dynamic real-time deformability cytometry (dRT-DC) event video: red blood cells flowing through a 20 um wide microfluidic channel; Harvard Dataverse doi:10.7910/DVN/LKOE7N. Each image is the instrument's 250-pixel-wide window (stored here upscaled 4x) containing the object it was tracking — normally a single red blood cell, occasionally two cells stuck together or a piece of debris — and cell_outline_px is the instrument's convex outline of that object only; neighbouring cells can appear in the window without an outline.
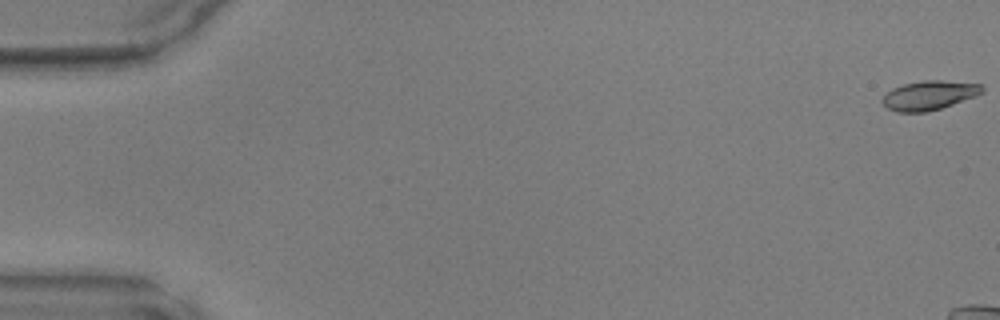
{"species": "common noctule bat (a hibernating species)", "species_latin": "Nyctalus noctula", "temperature_condition": "warm", "stored_images_in_passage": 9, "camera_frame_rate_fps": 3000, "um_per_image_px": 0.085, "animal": {"sex": "male", "body_mass_g": 17.9, "forearm_length_mm": 54.2}, "frame": {"image": 1, "passage_image": 1, "time_ms": 0.0, "image_size_px": [1000, 320], "cell_outline_px": [[984, 92], [976, 96], [928, 112], [896, 112], [888, 108], [880, 100], [892, 88], [904, 84], [924, 80], [940, 80], [984, 84]], "centroid_in_image_um": [79.0, 8.09], "position_along_channel_um": 6.0, "area_um2": 16.99}}